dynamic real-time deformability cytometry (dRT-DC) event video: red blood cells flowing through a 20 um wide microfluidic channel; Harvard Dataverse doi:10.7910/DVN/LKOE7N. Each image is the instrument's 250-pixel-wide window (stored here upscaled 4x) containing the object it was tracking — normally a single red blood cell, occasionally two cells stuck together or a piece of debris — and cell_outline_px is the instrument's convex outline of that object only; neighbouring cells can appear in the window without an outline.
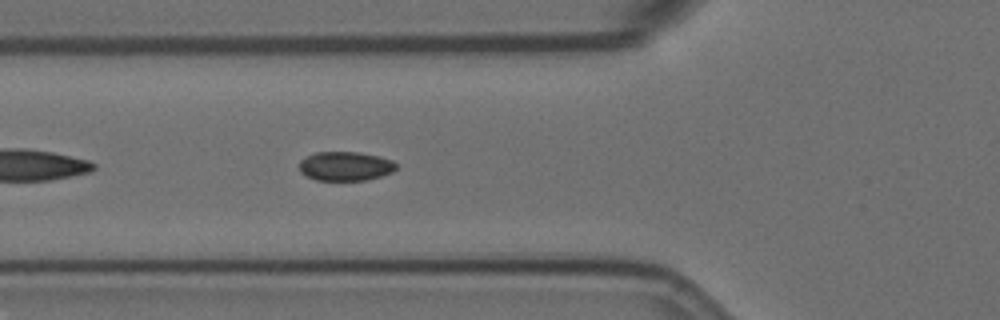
{"species": "Egyptian fruit bat (a non-hibernating species)", "species_latin": "Rousettus aegyptiacus", "temperature_condition": "room temperature", "stored_images_in_passage": 37, "camera_frame_rate_fps": 3000, "um_per_image_px": 0.085, "animal": {"sex": "female"}, "frame": {"image": 1, "passage_image": 4, "time_ms": 1.0, "image_size_px": [1000, 320], "cell_outline_px": [[396, 168], [392, 172], [380, 176], [364, 180], [316, 180], [300, 172], [300, 160], [316, 152], [360, 152], [380, 156], [392, 160], [396, 164]], "centroid_in_image_um": [29.37, 14.11], "position_along_channel_um": 96.4, "area_um2": 16.36}}
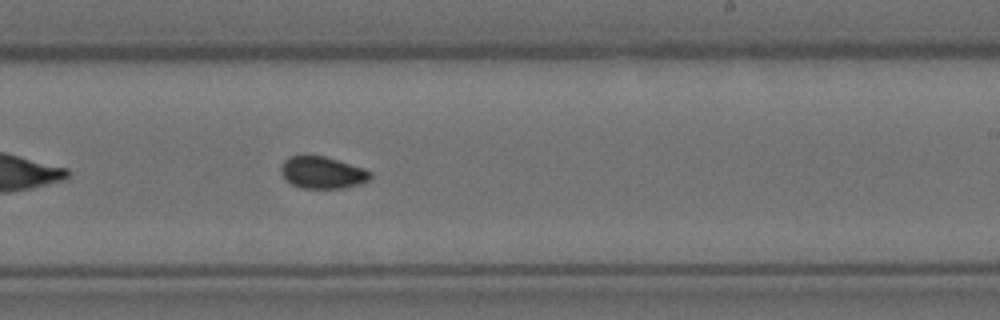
{"frame": {"image": 2, "passage_image": 18, "time_ms": 5.667, "image_size_px": [1000, 320], "cell_outline_px": [[372, 176], [368, 180], [360, 184], [340, 188], [300, 188], [292, 184], [280, 172], [280, 164], [288, 156], [324, 156], [364, 168], [372, 172]], "centroid_in_image_um": [27.39, 14.66], "position_along_channel_um": 261.6, "area_um2": 16.59}}
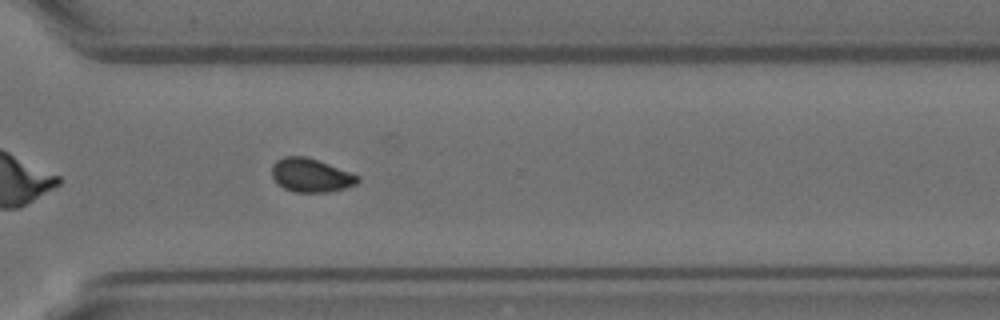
{"frame": {"image": 3, "passage_image": 25, "time_ms": 8.0, "image_size_px": [1000, 320], "cell_outline_px": [[360, 180], [356, 184], [344, 188], [328, 192], [296, 192], [284, 188], [272, 176], [272, 164], [276, 160], [284, 156], [304, 156], [328, 164], [360, 176]], "centroid_in_image_um": [26.42, 14.89], "position_along_channel_um": 344.2, "area_um2": 16.59}, "authors_computed_cell_mechanics": {"area_um2": 16.7042, "velocity_mm_per_s": 3.5435, "shape_relaxation_time_tau1_ms": 4.5743, "shape_relaxation_time_tau2_ms": 4.7112, "deformation_change_tau1": 0.0781, "deformation_change_tau2": 0.0618}}